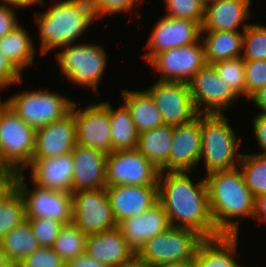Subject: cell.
I'll return each instance as SVG.
<instances>
[{
  "mask_svg": "<svg viewBox=\"0 0 266 267\" xmlns=\"http://www.w3.org/2000/svg\"><path fill=\"white\" fill-rule=\"evenodd\" d=\"M190 179L187 171L159 173L158 202L165 209L170 226L192 229L204 238L220 236L211 215L205 178L195 185Z\"/></svg>",
  "mask_w": 266,
  "mask_h": 267,
  "instance_id": "obj_1",
  "label": "cell"
},
{
  "mask_svg": "<svg viewBox=\"0 0 266 267\" xmlns=\"http://www.w3.org/2000/svg\"><path fill=\"white\" fill-rule=\"evenodd\" d=\"M213 222L220 235H238L240 220L231 218L252 216L255 198L247 187L239 167L218 170L205 177ZM230 219V220H229Z\"/></svg>",
  "mask_w": 266,
  "mask_h": 267,
  "instance_id": "obj_2",
  "label": "cell"
},
{
  "mask_svg": "<svg viewBox=\"0 0 266 267\" xmlns=\"http://www.w3.org/2000/svg\"><path fill=\"white\" fill-rule=\"evenodd\" d=\"M227 121L229 118L226 119L224 114H201L200 160L205 161L206 174L232 169L240 162L242 154L238 153V148L241 139L237 138Z\"/></svg>",
  "mask_w": 266,
  "mask_h": 267,
  "instance_id": "obj_3",
  "label": "cell"
},
{
  "mask_svg": "<svg viewBox=\"0 0 266 267\" xmlns=\"http://www.w3.org/2000/svg\"><path fill=\"white\" fill-rule=\"evenodd\" d=\"M204 239L192 229L170 226L149 239L136 253V258L153 267L194 264L197 248Z\"/></svg>",
  "mask_w": 266,
  "mask_h": 267,
  "instance_id": "obj_4",
  "label": "cell"
},
{
  "mask_svg": "<svg viewBox=\"0 0 266 267\" xmlns=\"http://www.w3.org/2000/svg\"><path fill=\"white\" fill-rule=\"evenodd\" d=\"M40 39L41 54L54 48L73 44L91 24L82 17L69 0L53 5L45 13H35Z\"/></svg>",
  "mask_w": 266,
  "mask_h": 267,
  "instance_id": "obj_5",
  "label": "cell"
},
{
  "mask_svg": "<svg viewBox=\"0 0 266 267\" xmlns=\"http://www.w3.org/2000/svg\"><path fill=\"white\" fill-rule=\"evenodd\" d=\"M36 130L0 99V145L7 163L23 172L33 159Z\"/></svg>",
  "mask_w": 266,
  "mask_h": 267,
  "instance_id": "obj_6",
  "label": "cell"
},
{
  "mask_svg": "<svg viewBox=\"0 0 266 267\" xmlns=\"http://www.w3.org/2000/svg\"><path fill=\"white\" fill-rule=\"evenodd\" d=\"M4 102L35 130L63 118L73 104V101L47 90L24 91Z\"/></svg>",
  "mask_w": 266,
  "mask_h": 267,
  "instance_id": "obj_7",
  "label": "cell"
},
{
  "mask_svg": "<svg viewBox=\"0 0 266 267\" xmlns=\"http://www.w3.org/2000/svg\"><path fill=\"white\" fill-rule=\"evenodd\" d=\"M71 45H65L64 51L56 53L62 73L73 83L96 91L106 68L105 49L87 43Z\"/></svg>",
  "mask_w": 266,
  "mask_h": 267,
  "instance_id": "obj_8",
  "label": "cell"
},
{
  "mask_svg": "<svg viewBox=\"0 0 266 267\" xmlns=\"http://www.w3.org/2000/svg\"><path fill=\"white\" fill-rule=\"evenodd\" d=\"M23 172L15 176L14 187L22 195L25 203V219L50 218L63 225L73 221L72 193L50 190L38 185L33 190L24 183Z\"/></svg>",
  "mask_w": 266,
  "mask_h": 267,
  "instance_id": "obj_9",
  "label": "cell"
},
{
  "mask_svg": "<svg viewBox=\"0 0 266 267\" xmlns=\"http://www.w3.org/2000/svg\"><path fill=\"white\" fill-rule=\"evenodd\" d=\"M73 223L86 235L118 226L106 188L72 192Z\"/></svg>",
  "mask_w": 266,
  "mask_h": 267,
  "instance_id": "obj_10",
  "label": "cell"
},
{
  "mask_svg": "<svg viewBox=\"0 0 266 267\" xmlns=\"http://www.w3.org/2000/svg\"><path fill=\"white\" fill-rule=\"evenodd\" d=\"M159 173L137 149L117 150L107 154V186L158 185Z\"/></svg>",
  "mask_w": 266,
  "mask_h": 267,
  "instance_id": "obj_11",
  "label": "cell"
},
{
  "mask_svg": "<svg viewBox=\"0 0 266 267\" xmlns=\"http://www.w3.org/2000/svg\"><path fill=\"white\" fill-rule=\"evenodd\" d=\"M188 86L194 107L199 114H223V110L232 106L238 99L229 85L217 75L212 64L206 63L196 72Z\"/></svg>",
  "mask_w": 266,
  "mask_h": 267,
  "instance_id": "obj_12",
  "label": "cell"
},
{
  "mask_svg": "<svg viewBox=\"0 0 266 267\" xmlns=\"http://www.w3.org/2000/svg\"><path fill=\"white\" fill-rule=\"evenodd\" d=\"M199 41L156 54L148 64L162 74L159 81L188 83L194 74L206 64L204 43L202 39Z\"/></svg>",
  "mask_w": 266,
  "mask_h": 267,
  "instance_id": "obj_13",
  "label": "cell"
},
{
  "mask_svg": "<svg viewBox=\"0 0 266 267\" xmlns=\"http://www.w3.org/2000/svg\"><path fill=\"white\" fill-rule=\"evenodd\" d=\"M147 91L154 99L164 125L186 124L199 115L188 83L158 80Z\"/></svg>",
  "mask_w": 266,
  "mask_h": 267,
  "instance_id": "obj_14",
  "label": "cell"
},
{
  "mask_svg": "<svg viewBox=\"0 0 266 267\" xmlns=\"http://www.w3.org/2000/svg\"><path fill=\"white\" fill-rule=\"evenodd\" d=\"M73 102L76 124V144L111 153V125L109 111L101 102L89 105L84 110H76Z\"/></svg>",
  "mask_w": 266,
  "mask_h": 267,
  "instance_id": "obj_15",
  "label": "cell"
},
{
  "mask_svg": "<svg viewBox=\"0 0 266 267\" xmlns=\"http://www.w3.org/2000/svg\"><path fill=\"white\" fill-rule=\"evenodd\" d=\"M201 25L189 19L164 16L155 25L148 44L150 50L144 59L149 62L161 51L192 45L201 39Z\"/></svg>",
  "mask_w": 266,
  "mask_h": 267,
  "instance_id": "obj_16",
  "label": "cell"
},
{
  "mask_svg": "<svg viewBox=\"0 0 266 267\" xmlns=\"http://www.w3.org/2000/svg\"><path fill=\"white\" fill-rule=\"evenodd\" d=\"M201 145V114L186 124L174 126L165 172L187 171L189 173L200 161Z\"/></svg>",
  "mask_w": 266,
  "mask_h": 267,
  "instance_id": "obj_17",
  "label": "cell"
},
{
  "mask_svg": "<svg viewBox=\"0 0 266 267\" xmlns=\"http://www.w3.org/2000/svg\"><path fill=\"white\" fill-rule=\"evenodd\" d=\"M75 145L76 124L71 109L63 118L36 130L33 159L57 157L72 152Z\"/></svg>",
  "mask_w": 266,
  "mask_h": 267,
  "instance_id": "obj_18",
  "label": "cell"
},
{
  "mask_svg": "<svg viewBox=\"0 0 266 267\" xmlns=\"http://www.w3.org/2000/svg\"><path fill=\"white\" fill-rule=\"evenodd\" d=\"M106 193L117 224L145 212L158 202V185L106 186Z\"/></svg>",
  "mask_w": 266,
  "mask_h": 267,
  "instance_id": "obj_19",
  "label": "cell"
},
{
  "mask_svg": "<svg viewBox=\"0 0 266 267\" xmlns=\"http://www.w3.org/2000/svg\"><path fill=\"white\" fill-rule=\"evenodd\" d=\"M85 253L106 267H123L136 257L118 226L87 235Z\"/></svg>",
  "mask_w": 266,
  "mask_h": 267,
  "instance_id": "obj_20",
  "label": "cell"
},
{
  "mask_svg": "<svg viewBox=\"0 0 266 267\" xmlns=\"http://www.w3.org/2000/svg\"><path fill=\"white\" fill-rule=\"evenodd\" d=\"M72 156V192L106 188V153L76 144Z\"/></svg>",
  "mask_w": 266,
  "mask_h": 267,
  "instance_id": "obj_21",
  "label": "cell"
},
{
  "mask_svg": "<svg viewBox=\"0 0 266 267\" xmlns=\"http://www.w3.org/2000/svg\"><path fill=\"white\" fill-rule=\"evenodd\" d=\"M129 247L137 253L151 238L166 231L170 223L163 206L157 202L150 209L118 223Z\"/></svg>",
  "mask_w": 266,
  "mask_h": 267,
  "instance_id": "obj_22",
  "label": "cell"
},
{
  "mask_svg": "<svg viewBox=\"0 0 266 267\" xmlns=\"http://www.w3.org/2000/svg\"><path fill=\"white\" fill-rule=\"evenodd\" d=\"M31 182L50 190L72 193L74 162L72 152L57 157L32 159Z\"/></svg>",
  "mask_w": 266,
  "mask_h": 267,
  "instance_id": "obj_23",
  "label": "cell"
},
{
  "mask_svg": "<svg viewBox=\"0 0 266 267\" xmlns=\"http://www.w3.org/2000/svg\"><path fill=\"white\" fill-rule=\"evenodd\" d=\"M250 5L251 0H218L206 4L201 31H239L251 15Z\"/></svg>",
  "mask_w": 266,
  "mask_h": 267,
  "instance_id": "obj_24",
  "label": "cell"
},
{
  "mask_svg": "<svg viewBox=\"0 0 266 267\" xmlns=\"http://www.w3.org/2000/svg\"><path fill=\"white\" fill-rule=\"evenodd\" d=\"M238 235L205 238L198 246L194 267H242L235 258ZM246 267V266H245Z\"/></svg>",
  "mask_w": 266,
  "mask_h": 267,
  "instance_id": "obj_25",
  "label": "cell"
},
{
  "mask_svg": "<svg viewBox=\"0 0 266 267\" xmlns=\"http://www.w3.org/2000/svg\"><path fill=\"white\" fill-rule=\"evenodd\" d=\"M121 91L138 134L164 125L161 113L147 90Z\"/></svg>",
  "mask_w": 266,
  "mask_h": 267,
  "instance_id": "obj_26",
  "label": "cell"
},
{
  "mask_svg": "<svg viewBox=\"0 0 266 267\" xmlns=\"http://www.w3.org/2000/svg\"><path fill=\"white\" fill-rule=\"evenodd\" d=\"M174 126L162 125L139 134L137 150L160 172H165Z\"/></svg>",
  "mask_w": 266,
  "mask_h": 267,
  "instance_id": "obj_27",
  "label": "cell"
},
{
  "mask_svg": "<svg viewBox=\"0 0 266 267\" xmlns=\"http://www.w3.org/2000/svg\"><path fill=\"white\" fill-rule=\"evenodd\" d=\"M249 24L243 25L240 31H201V39L205 47L207 64L242 56L243 31Z\"/></svg>",
  "mask_w": 266,
  "mask_h": 267,
  "instance_id": "obj_28",
  "label": "cell"
},
{
  "mask_svg": "<svg viewBox=\"0 0 266 267\" xmlns=\"http://www.w3.org/2000/svg\"><path fill=\"white\" fill-rule=\"evenodd\" d=\"M102 103L109 111L111 125V152L137 149L139 134L126 105L124 104L117 110H114L109 102Z\"/></svg>",
  "mask_w": 266,
  "mask_h": 267,
  "instance_id": "obj_29",
  "label": "cell"
},
{
  "mask_svg": "<svg viewBox=\"0 0 266 267\" xmlns=\"http://www.w3.org/2000/svg\"><path fill=\"white\" fill-rule=\"evenodd\" d=\"M32 40L20 24L0 39V52L21 72L32 66L35 54Z\"/></svg>",
  "mask_w": 266,
  "mask_h": 267,
  "instance_id": "obj_30",
  "label": "cell"
},
{
  "mask_svg": "<svg viewBox=\"0 0 266 267\" xmlns=\"http://www.w3.org/2000/svg\"><path fill=\"white\" fill-rule=\"evenodd\" d=\"M8 261L16 267L25 257L40 248L32 233L30 224L24 220L20 225L8 232L0 241Z\"/></svg>",
  "mask_w": 266,
  "mask_h": 267,
  "instance_id": "obj_31",
  "label": "cell"
},
{
  "mask_svg": "<svg viewBox=\"0 0 266 267\" xmlns=\"http://www.w3.org/2000/svg\"><path fill=\"white\" fill-rule=\"evenodd\" d=\"M86 238L87 235L71 222L61 227L52 248L67 264L85 253Z\"/></svg>",
  "mask_w": 266,
  "mask_h": 267,
  "instance_id": "obj_32",
  "label": "cell"
},
{
  "mask_svg": "<svg viewBox=\"0 0 266 267\" xmlns=\"http://www.w3.org/2000/svg\"><path fill=\"white\" fill-rule=\"evenodd\" d=\"M238 165L254 198L266 194V155L242 154Z\"/></svg>",
  "mask_w": 266,
  "mask_h": 267,
  "instance_id": "obj_33",
  "label": "cell"
},
{
  "mask_svg": "<svg viewBox=\"0 0 266 267\" xmlns=\"http://www.w3.org/2000/svg\"><path fill=\"white\" fill-rule=\"evenodd\" d=\"M25 219V203L19 191L13 187L0 200V241Z\"/></svg>",
  "mask_w": 266,
  "mask_h": 267,
  "instance_id": "obj_34",
  "label": "cell"
},
{
  "mask_svg": "<svg viewBox=\"0 0 266 267\" xmlns=\"http://www.w3.org/2000/svg\"><path fill=\"white\" fill-rule=\"evenodd\" d=\"M221 77V80L229 85V88L237 95L246 97L245 84V60L242 56L228 60L218 61L212 64Z\"/></svg>",
  "mask_w": 266,
  "mask_h": 267,
  "instance_id": "obj_35",
  "label": "cell"
},
{
  "mask_svg": "<svg viewBox=\"0 0 266 267\" xmlns=\"http://www.w3.org/2000/svg\"><path fill=\"white\" fill-rule=\"evenodd\" d=\"M244 60H266V27L249 24L243 31Z\"/></svg>",
  "mask_w": 266,
  "mask_h": 267,
  "instance_id": "obj_36",
  "label": "cell"
},
{
  "mask_svg": "<svg viewBox=\"0 0 266 267\" xmlns=\"http://www.w3.org/2000/svg\"><path fill=\"white\" fill-rule=\"evenodd\" d=\"M168 13L165 16L189 19L202 25L206 5L203 0H164Z\"/></svg>",
  "mask_w": 266,
  "mask_h": 267,
  "instance_id": "obj_37",
  "label": "cell"
},
{
  "mask_svg": "<svg viewBox=\"0 0 266 267\" xmlns=\"http://www.w3.org/2000/svg\"><path fill=\"white\" fill-rule=\"evenodd\" d=\"M26 220L40 247H53L63 224L50 218H28Z\"/></svg>",
  "mask_w": 266,
  "mask_h": 267,
  "instance_id": "obj_38",
  "label": "cell"
},
{
  "mask_svg": "<svg viewBox=\"0 0 266 267\" xmlns=\"http://www.w3.org/2000/svg\"><path fill=\"white\" fill-rule=\"evenodd\" d=\"M246 97L266 85V60H245Z\"/></svg>",
  "mask_w": 266,
  "mask_h": 267,
  "instance_id": "obj_39",
  "label": "cell"
},
{
  "mask_svg": "<svg viewBox=\"0 0 266 267\" xmlns=\"http://www.w3.org/2000/svg\"><path fill=\"white\" fill-rule=\"evenodd\" d=\"M16 267H66V263L52 247H40Z\"/></svg>",
  "mask_w": 266,
  "mask_h": 267,
  "instance_id": "obj_40",
  "label": "cell"
},
{
  "mask_svg": "<svg viewBox=\"0 0 266 267\" xmlns=\"http://www.w3.org/2000/svg\"><path fill=\"white\" fill-rule=\"evenodd\" d=\"M21 81V72L0 52V89Z\"/></svg>",
  "mask_w": 266,
  "mask_h": 267,
  "instance_id": "obj_41",
  "label": "cell"
},
{
  "mask_svg": "<svg viewBox=\"0 0 266 267\" xmlns=\"http://www.w3.org/2000/svg\"><path fill=\"white\" fill-rule=\"evenodd\" d=\"M75 10L90 23L96 18H101L102 14L98 0H69Z\"/></svg>",
  "mask_w": 266,
  "mask_h": 267,
  "instance_id": "obj_42",
  "label": "cell"
},
{
  "mask_svg": "<svg viewBox=\"0 0 266 267\" xmlns=\"http://www.w3.org/2000/svg\"><path fill=\"white\" fill-rule=\"evenodd\" d=\"M8 5L12 6L8 7ZM13 6L18 7L9 3L0 4V39L18 26V20L16 19Z\"/></svg>",
  "mask_w": 266,
  "mask_h": 267,
  "instance_id": "obj_43",
  "label": "cell"
},
{
  "mask_svg": "<svg viewBox=\"0 0 266 267\" xmlns=\"http://www.w3.org/2000/svg\"><path fill=\"white\" fill-rule=\"evenodd\" d=\"M98 2L102 14L106 16L107 14L129 11L139 3V0H98Z\"/></svg>",
  "mask_w": 266,
  "mask_h": 267,
  "instance_id": "obj_44",
  "label": "cell"
},
{
  "mask_svg": "<svg viewBox=\"0 0 266 267\" xmlns=\"http://www.w3.org/2000/svg\"><path fill=\"white\" fill-rule=\"evenodd\" d=\"M253 121L255 138L258 145L264 150L261 154L266 155V113L256 115L253 117Z\"/></svg>",
  "mask_w": 266,
  "mask_h": 267,
  "instance_id": "obj_45",
  "label": "cell"
},
{
  "mask_svg": "<svg viewBox=\"0 0 266 267\" xmlns=\"http://www.w3.org/2000/svg\"><path fill=\"white\" fill-rule=\"evenodd\" d=\"M66 267H106L99 261L88 256L86 253L77 256L75 259L71 260L66 264Z\"/></svg>",
  "mask_w": 266,
  "mask_h": 267,
  "instance_id": "obj_46",
  "label": "cell"
},
{
  "mask_svg": "<svg viewBox=\"0 0 266 267\" xmlns=\"http://www.w3.org/2000/svg\"><path fill=\"white\" fill-rule=\"evenodd\" d=\"M253 218L266 222V194L255 198Z\"/></svg>",
  "mask_w": 266,
  "mask_h": 267,
  "instance_id": "obj_47",
  "label": "cell"
},
{
  "mask_svg": "<svg viewBox=\"0 0 266 267\" xmlns=\"http://www.w3.org/2000/svg\"><path fill=\"white\" fill-rule=\"evenodd\" d=\"M16 175L0 172V200L14 187Z\"/></svg>",
  "mask_w": 266,
  "mask_h": 267,
  "instance_id": "obj_48",
  "label": "cell"
},
{
  "mask_svg": "<svg viewBox=\"0 0 266 267\" xmlns=\"http://www.w3.org/2000/svg\"><path fill=\"white\" fill-rule=\"evenodd\" d=\"M250 99L262 110V113H266V85L255 92Z\"/></svg>",
  "mask_w": 266,
  "mask_h": 267,
  "instance_id": "obj_49",
  "label": "cell"
},
{
  "mask_svg": "<svg viewBox=\"0 0 266 267\" xmlns=\"http://www.w3.org/2000/svg\"><path fill=\"white\" fill-rule=\"evenodd\" d=\"M3 3H9L13 4L19 7H27L30 6L31 4H43L45 1L44 0H1Z\"/></svg>",
  "mask_w": 266,
  "mask_h": 267,
  "instance_id": "obj_50",
  "label": "cell"
},
{
  "mask_svg": "<svg viewBox=\"0 0 266 267\" xmlns=\"http://www.w3.org/2000/svg\"><path fill=\"white\" fill-rule=\"evenodd\" d=\"M0 172L7 174H18L6 161L4 155L2 153L1 145H0Z\"/></svg>",
  "mask_w": 266,
  "mask_h": 267,
  "instance_id": "obj_51",
  "label": "cell"
},
{
  "mask_svg": "<svg viewBox=\"0 0 266 267\" xmlns=\"http://www.w3.org/2000/svg\"><path fill=\"white\" fill-rule=\"evenodd\" d=\"M0 267H14L7 259L6 254L4 253L1 244H0Z\"/></svg>",
  "mask_w": 266,
  "mask_h": 267,
  "instance_id": "obj_52",
  "label": "cell"
},
{
  "mask_svg": "<svg viewBox=\"0 0 266 267\" xmlns=\"http://www.w3.org/2000/svg\"><path fill=\"white\" fill-rule=\"evenodd\" d=\"M123 267H153V266H150L149 264H146L144 262H141L140 260H138L135 257L131 262L127 263Z\"/></svg>",
  "mask_w": 266,
  "mask_h": 267,
  "instance_id": "obj_53",
  "label": "cell"
},
{
  "mask_svg": "<svg viewBox=\"0 0 266 267\" xmlns=\"http://www.w3.org/2000/svg\"><path fill=\"white\" fill-rule=\"evenodd\" d=\"M159 267H194V264H171V265H163Z\"/></svg>",
  "mask_w": 266,
  "mask_h": 267,
  "instance_id": "obj_54",
  "label": "cell"
},
{
  "mask_svg": "<svg viewBox=\"0 0 266 267\" xmlns=\"http://www.w3.org/2000/svg\"><path fill=\"white\" fill-rule=\"evenodd\" d=\"M214 1H218V0H203V2L205 3V5H206V4H209V3H211V2H214Z\"/></svg>",
  "mask_w": 266,
  "mask_h": 267,
  "instance_id": "obj_55",
  "label": "cell"
}]
</instances>
